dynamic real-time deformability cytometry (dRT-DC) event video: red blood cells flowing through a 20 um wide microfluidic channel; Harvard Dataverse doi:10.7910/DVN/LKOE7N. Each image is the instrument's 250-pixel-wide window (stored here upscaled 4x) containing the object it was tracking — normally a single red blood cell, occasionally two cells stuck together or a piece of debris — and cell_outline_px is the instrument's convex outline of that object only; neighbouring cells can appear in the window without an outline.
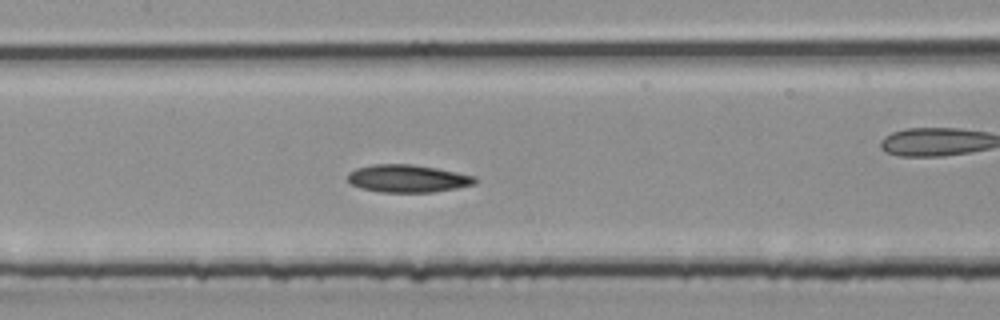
{"species": "common noctule bat (a hibernating species)", "species_latin": "Nyctalus noctula", "temperature_condition": "room temperature", "stored_images_in_passage": 33, "camera_frame_rate_fps": 3000, "um_per_image_px": 0.085, "animal": {"sex": "male", "body_mass_g": 20.4}, "frame": {"image": 1, "passage_image": 15, "time_ms": 4.667, "image_size_px": [1000, 320], "cell_outline_px": [[480, 180], [476, 184], [456, 188], [432, 192], [380, 192], [360, 188], [352, 184], [348, 180], [348, 172], [356, 168], [372, 164], [412, 164], [436, 168], [476, 176]], "centroid_in_image_um": [34.67, 15.17], "position_along_channel_um": 172.7, "area_um2": 20.63}}
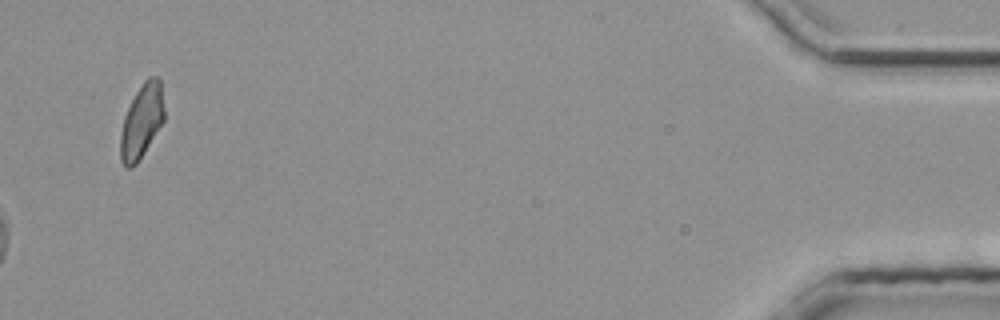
{"frame": {"image": 2, "passage_image": 33, "time_ms": 10.667, "image_size_px": [1000, 320], "cell_outline_px": [[164, 120], [144, 152], [136, 164], [132, 168], [124, 168], [120, 160], [120, 132], [124, 116], [136, 92], [144, 80], [148, 76], [160, 76], [164, 108]], "centroid_in_image_um": [12.03, 10.3], "position_along_channel_um": 423.2, "area_um2": 18.96}}